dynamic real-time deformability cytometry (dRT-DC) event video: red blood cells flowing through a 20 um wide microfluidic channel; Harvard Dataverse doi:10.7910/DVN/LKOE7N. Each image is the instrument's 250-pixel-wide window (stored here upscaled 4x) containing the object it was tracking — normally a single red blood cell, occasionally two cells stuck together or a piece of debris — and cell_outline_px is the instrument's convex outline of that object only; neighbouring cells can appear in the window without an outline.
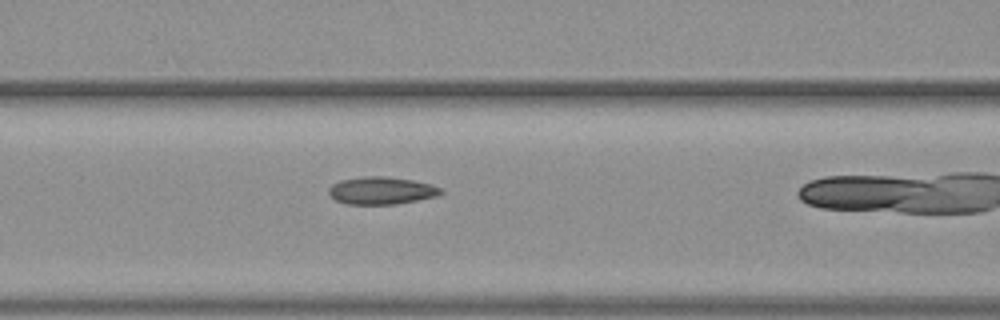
{"species": "common noctule bat (a hibernating species)", "species_latin": "Nyctalus noctula", "temperature_condition": "warm", "stored_images_in_passage": 28, "camera_frame_rate_fps": 3000, "um_per_image_px": 0.085, "animal": {"sex": "female", "body_mass_g": 19.3, "forearm_length_mm": 54.1}, "frame": {"image": 1, "passage_image": 18, "time_ms": 5.667, "image_size_px": [1000, 320], "cell_outline_px": [[444, 192], [436, 196], [396, 204], [348, 204], [336, 200], [328, 192], [328, 188], [332, 184], [340, 180], [368, 176], [384, 176], [412, 180], [432, 184], [444, 188]], "centroid_in_image_um": [32.45, 16.19], "position_along_channel_um": 134.2, "area_um2": 17.92}}
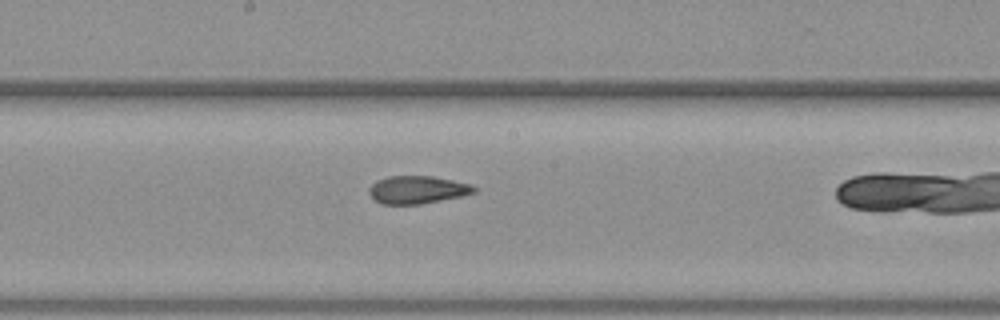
{"frame": {"image": 2, "passage_image": 24, "time_ms": 7.667, "image_size_px": [1000, 320], "cell_outline_px": [[476, 192], [460, 196], [420, 204], [380, 204], [368, 192], [368, 188], [376, 180], [388, 176], [432, 176], [472, 184], [476, 188]], "centroid_in_image_um": [35.45, 16.12], "position_along_channel_um": 212.7, "area_um2": 16.94}}
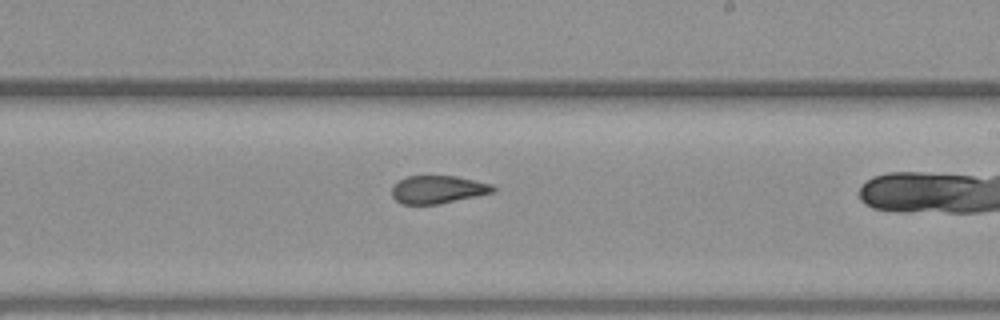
{"frame": {"image": 3, "passage_image": 27, "time_ms": 8.667, "image_size_px": [1000, 320], "cell_outline_px": [[496, 192], [440, 204], [400, 204], [392, 196], [392, 188], [400, 180], [408, 176], [456, 176], [492, 184], [496, 188]], "centroid_in_image_um": [37.25, 16.12], "position_along_channel_um": 251.7, "area_um2": 16.47}}